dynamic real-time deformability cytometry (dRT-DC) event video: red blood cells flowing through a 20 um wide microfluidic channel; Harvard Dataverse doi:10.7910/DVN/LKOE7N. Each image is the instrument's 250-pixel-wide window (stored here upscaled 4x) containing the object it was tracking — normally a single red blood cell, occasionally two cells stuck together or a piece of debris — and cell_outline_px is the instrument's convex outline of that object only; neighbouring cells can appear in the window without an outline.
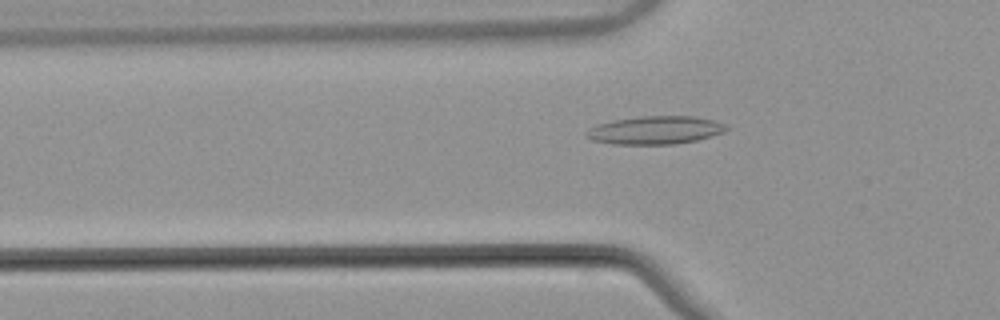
{"species": "common noctule bat (a hibernating species)", "species_latin": "Nyctalus noctula", "temperature_condition": "warm", "stored_images_in_passage": 53, "camera_frame_rate_fps": 3000, "um_per_image_px": 0.085, "animal": {"sex": "male", "body_mass_g": 21.5, "forearm_length_mm": 52.0}, "frame": {"image": 1, "passage_image": 18, "time_ms": 5.667, "image_size_px": [1000, 320], "cell_outline_px": [[732, 128], [724, 132], [696, 140], [676, 144], [612, 144], [592, 140], [584, 136], [584, 132], [588, 128], [596, 124], [612, 120], [640, 116], [696, 116], [712, 120], [724, 124]], "centroid_in_image_um": [55.65, 11.06], "position_along_channel_um": 70.1, "area_um2": 23.18}}
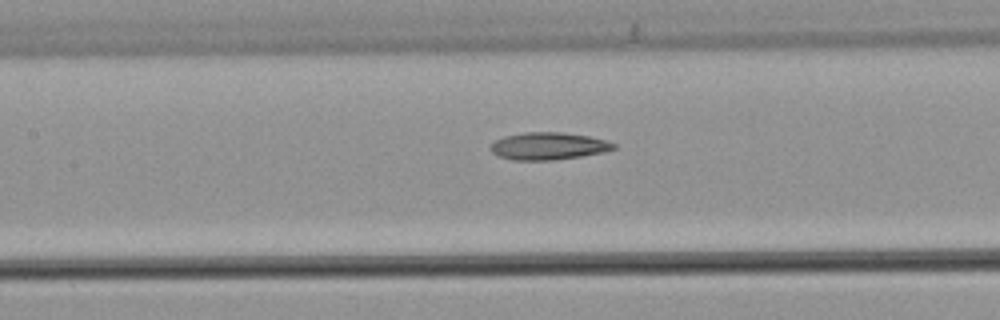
{"frame": {"image": 2, "passage_image": 25, "time_ms": 8.0, "image_size_px": [1000, 320], "cell_outline_px": [[616, 148], [604, 152], [580, 156], [552, 160], [512, 160], [496, 156], [488, 148], [496, 140], [504, 136], [524, 132], [564, 132], [588, 136], [604, 140], [616, 144]], "centroid_in_image_um": [46.57, 12.41], "position_along_channel_um": 160.8, "area_um2": 19.65}}
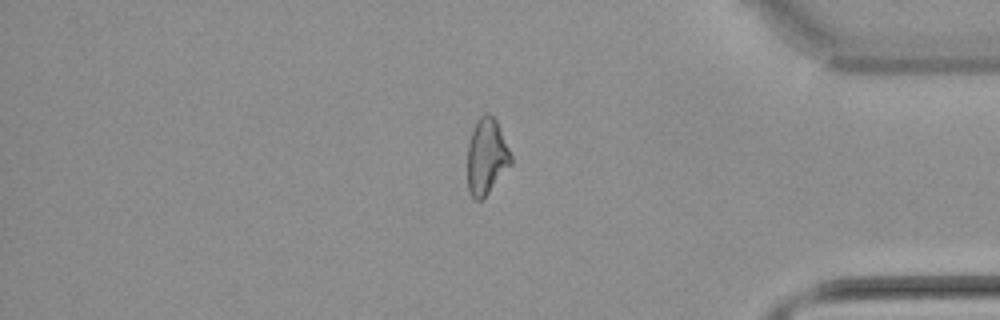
{"frame": {"image": 3, "passage_image": 45, "time_ms": 14.667, "image_size_px": [1000, 320], "cell_outline_px": [[512, 164], [488, 192], [480, 200], [476, 200], [472, 196], [468, 188], [468, 144], [476, 120], [480, 116], [488, 112], [496, 120], [512, 156]], "centroid_in_image_um": [41.36, 13.28], "position_along_channel_um": 393.8, "area_um2": 18.96}, "authors_computed_cell_mechanics": {"area_um2": 19.9988, "velocity_mm_per_s": 3.874, "shape_relaxation_time_tau1_ms": null, "shape_relaxation_time_tau2_ms": 4.3906, "deformation_change_tau1": null, "deformation_change_tau2": 0.1357}}